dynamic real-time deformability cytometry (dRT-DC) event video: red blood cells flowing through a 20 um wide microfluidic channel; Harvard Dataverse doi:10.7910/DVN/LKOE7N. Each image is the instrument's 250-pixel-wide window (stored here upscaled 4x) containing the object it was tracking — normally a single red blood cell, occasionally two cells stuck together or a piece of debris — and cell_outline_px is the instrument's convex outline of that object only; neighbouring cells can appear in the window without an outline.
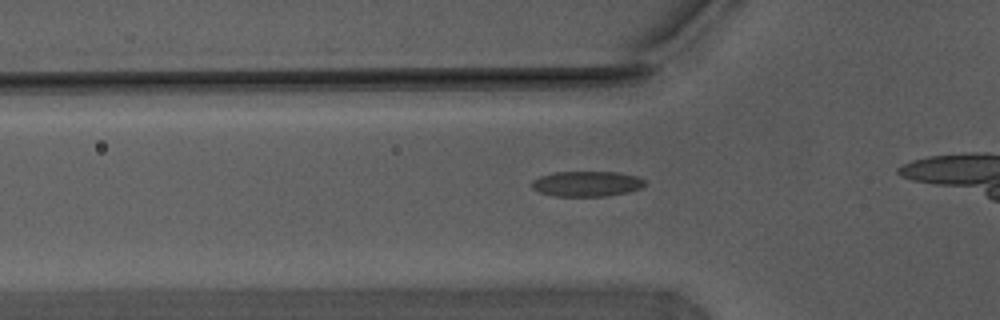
{"species": "Egyptian fruit bat (a non-hibernating species)", "species_latin": "Rousettus aegyptiacus", "temperature_condition": "warm", "stored_images_in_passage": 32, "camera_frame_rate_fps": 3000, "um_per_image_px": 0.085, "animal": {"sex": "male"}, "frame": {"image": 1, "passage_image": 7, "time_ms": 2.0, "image_size_px": [1000, 320], "cell_outline_px": [[644, 184], [640, 188], [628, 192], [604, 196], [556, 196], [540, 192], [532, 188], [532, 180], [540, 176], [552, 172], [616, 172], [636, 176], [644, 180]], "centroid_in_image_um": [49.84, 15.62], "position_along_channel_um": 76.0, "area_um2": 16.53}}
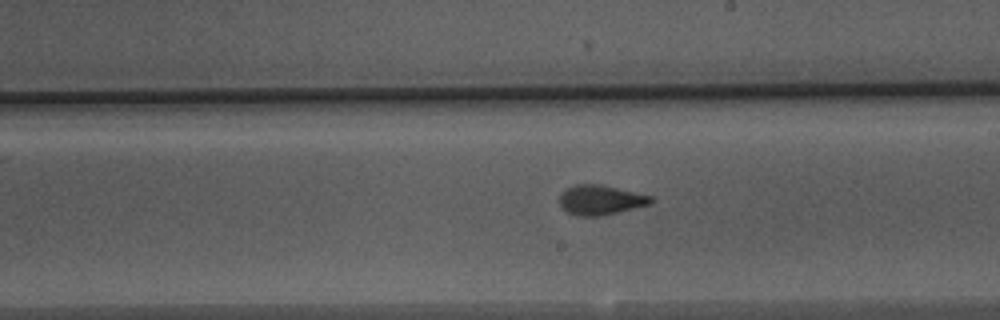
{"frame": {"image": 2, "passage_image": 20, "time_ms": 6.333, "image_size_px": [1000, 320], "cell_outline_px": [[656, 200], [652, 204], [600, 216], [576, 216], [568, 212], [560, 204], [560, 196], [568, 188], [576, 184], [596, 184], [616, 188], [652, 196]], "centroid_in_image_um": [51.09, 17.01], "position_along_channel_um": 237.9, "area_um2": 15.61}}
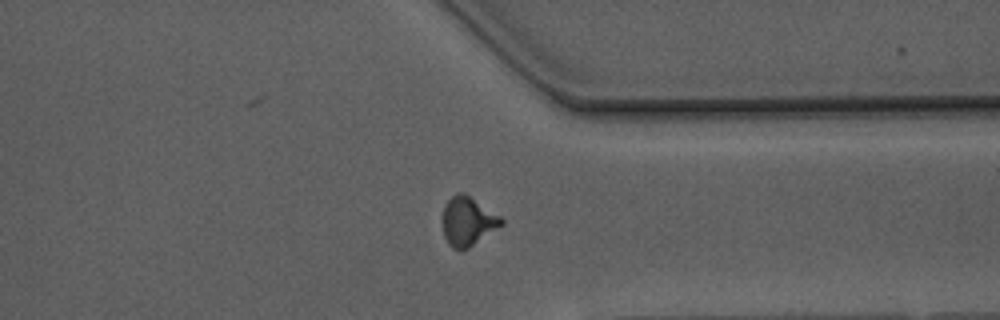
{"frame": {"image": 3, "passage_image": 31, "time_ms": 10.0, "image_size_px": [1000, 320], "cell_outline_px": [[504, 224], [468, 248], [460, 252], [452, 248], [444, 236], [444, 204], [456, 192], [464, 192], [500, 216], [504, 220]], "centroid_in_image_um": [39.77, 18.81], "position_along_channel_um": 371.6, "area_um2": 16.65}}